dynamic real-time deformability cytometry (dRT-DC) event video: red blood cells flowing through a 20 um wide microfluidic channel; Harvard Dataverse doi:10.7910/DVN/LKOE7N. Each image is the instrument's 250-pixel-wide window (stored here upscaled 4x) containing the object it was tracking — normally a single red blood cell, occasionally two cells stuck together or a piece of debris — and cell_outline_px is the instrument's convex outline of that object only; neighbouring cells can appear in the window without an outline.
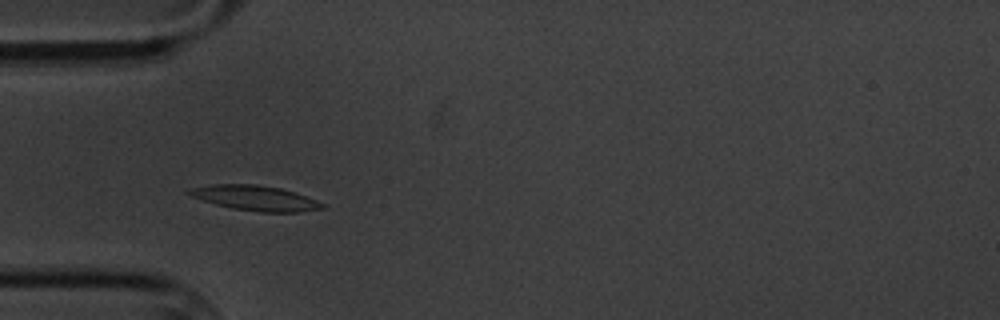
{"species": "common noctule bat (a hibernating species)", "species_latin": "Nyctalus noctula", "temperature_condition": "cold", "stored_images_in_passage": 45, "camera_frame_rate_fps": 3000, "um_per_image_px": 0.085, "animal": {"sex": "male", "body_mass_g": 20.1, "forearm_length_mm": 53.5}, "frame": {"image": 1, "passage_image": 4, "time_ms": 1.0, "image_size_px": [1000, 320], "cell_outline_px": [[324, 208], [300, 212], [260, 212], [232, 208], [216, 204], [192, 196], [188, 192], [192, 188], [212, 184], [256, 184], [280, 188], [296, 192], [316, 200], [324, 204]], "centroid_in_image_um": [21.75, 16.83], "position_along_channel_um": 63.3, "area_um2": 19.19}}
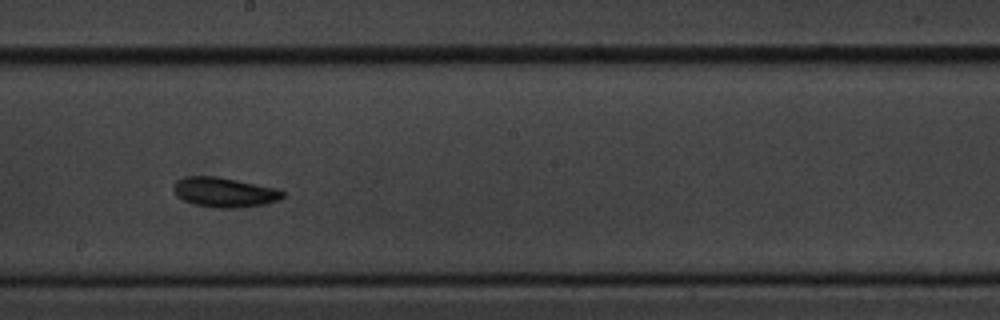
{"frame": {"image": 2, "passage_image": 19, "time_ms": 6.0, "image_size_px": [1000, 320], "cell_outline_px": [[284, 196], [280, 200], [264, 204], [240, 208], [216, 208], [196, 204], [184, 200], [176, 196], [172, 188], [176, 180], [188, 176], [216, 176], [276, 188], [284, 192]], "centroid_in_image_um": [19.06, 16.35], "position_along_channel_um": 229.1, "area_um2": 18.9}}
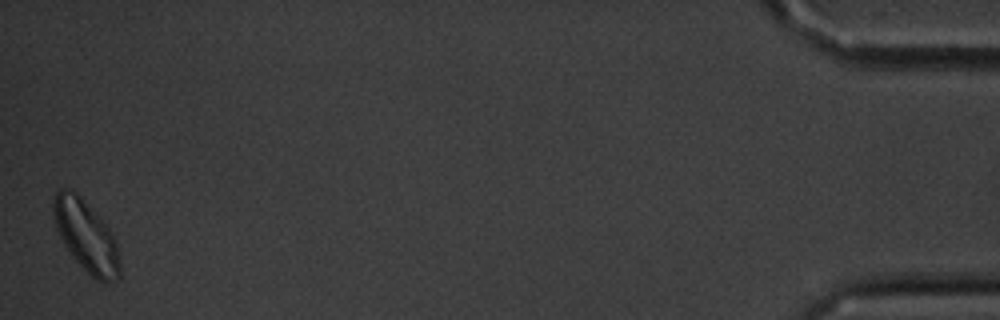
{"frame": {"image": 3, "passage_image": 45, "time_ms": 14.667, "image_size_px": [1000, 320], "cell_outline_px": [[120, 276], [116, 280], [96, 280], [72, 256], [64, 244], [56, 228], [52, 216], [52, 196], [60, 188], [72, 188], [80, 196], [112, 232], [116, 240], [120, 260]], "centroid_in_image_um": [7.29, 20.01], "position_along_channel_um": 427.9, "area_um2": 27.46}, "authors_computed_cell_mechanics": {"area_um2": 18.3804, "velocity_mm_per_s": 3.3323, "shape_relaxation_time_tau1_ms": 1.9604, "shape_relaxation_time_tau2_ms": null, "deformation_change_tau1": 0.1343, "deformation_change_tau2": null}}